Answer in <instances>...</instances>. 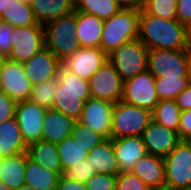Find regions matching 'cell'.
Listing matches in <instances>:
<instances>
[{"mask_svg":"<svg viewBox=\"0 0 191 190\" xmlns=\"http://www.w3.org/2000/svg\"><path fill=\"white\" fill-rule=\"evenodd\" d=\"M189 65H190V76H191V43L189 44Z\"/></svg>","mask_w":191,"mask_h":190,"instance_id":"50","label":"cell"},{"mask_svg":"<svg viewBox=\"0 0 191 190\" xmlns=\"http://www.w3.org/2000/svg\"><path fill=\"white\" fill-rule=\"evenodd\" d=\"M12 49L8 59L24 63L45 47L44 27L42 24L14 27Z\"/></svg>","mask_w":191,"mask_h":190,"instance_id":"10","label":"cell"},{"mask_svg":"<svg viewBox=\"0 0 191 190\" xmlns=\"http://www.w3.org/2000/svg\"><path fill=\"white\" fill-rule=\"evenodd\" d=\"M92 98L117 103L123 94V81L114 66L107 61L89 80Z\"/></svg>","mask_w":191,"mask_h":190,"instance_id":"12","label":"cell"},{"mask_svg":"<svg viewBox=\"0 0 191 190\" xmlns=\"http://www.w3.org/2000/svg\"><path fill=\"white\" fill-rule=\"evenodd\" d=\"M14 27L0 20V56L7 58L12 49V33Z\"/></svg>","mask_w":191,"mask_h":190,"instance_id":"39","label":"cell"},{"mask_svg":"<svg viewBox=\"0 0 191 190\" xmlns=\"http://www.w3.org/2000/svg\"><path fill=\"white\" fill-rule=\"evenodd\" d=\"M117 175L99 174L93 175L86 183V190H115Z\"/></svg>","mask_w":191,"mask_h":190,"instance_id":"37","label":"cell"},{"mask_svg":"<svg viewBox=\"0 0 191 190\" xmlns=\"http://www.w3.org/2000/svg\"><path fill=\"white\" fill-rule=\"evenodd\" d=\"M177 20L187 27L191 24V0H177Z\"/></svg>","mask_w":191,"mask_h":190,"instance_id":"41","label":"cell"},{"mask_svg":"<svg viewBox=\"0 0 191 190\" xmlns=\"http://www.w3.org/2000/svg\"><path fill=\"white\" fill-rule=\"evenodd\" d=\"M138 39L148 49H189L187 26L177 19H163L147 14L142 9Z\"/></svg>","mask_w":191,"mask_h":190,"instance_id":"1","label":"cell"},{"mask_svg":"<svg viewBox=\"0 0 191 190\" xmlns=\"http://www.w3.org/2000/svg\"><path fill=\"white\" fill-rule=\"evenodd\" d=\"M17 102L0 89V122L15 116Z\"/></svg>","mask_w":191,"mask_h":190,"instance_id":"40","label":"cell"},{"mask_svg":"<svg viewBox=\"0 0 191 190\" xmlns=\"http://www.w3.org/2000/svg\"><path fill=\"white\" fill-rule=\"evenodd\" d=\"M27 152L0 158V180L11 190L19 189L25 182Z\"/></svg>","mask_w":191,"mask_h":190,"instance_id":"24","label":"cell"},{"mask_svg":"<svg viewBox=\"0 0 191 190\" xmlns=\"http://www.w3.org/2000/svg\"><path fill=\"white\" fill-rule=\"evenodd\" d=\"M72 137L75 139V141H78L87 152L92 150L105 139L99 133L94 132L93 130L89 129L88 126H85L79 121L75 122L72 131Z\"/></svg>","mask_w":191,"mask_h":190,"instance_id":"35","label":"cell"},{"mask_svg":"<svg viewBox=\"0 0 191 190\" xmlns=\"http://www.w3.org/2000/svg\"><path fill=\"white\" fill-rule=\"evenodd\" d=\"M18 1H20L21 3H25V4H30V2H31L32 0H18Z\"/></svg>","mask_w":191,"mask_h":190,"instance_id":"52","label":"cell"},{"mask_svg":"<svg viewBox=\"0 0 191 190\" xmlns=\"http://www.w3.org/2000/svg\"><path fill=\"white\" fill-rule=\"evenodd\" d=\"M107 61L108 55L100 47H81L66 58L62 66L88 81Z\"/></svg>","mask_w":191,"mask_h":190,"instance_id":"15","label":"cell"},{"mask_svg":"<svg viewBox=\"0 0 191 190\" xmlns=\"http://www.w3.org/2000/svg\"><path fill=\"white\" fill-rule=\"evenodd\" d=\"M56 78L58 84L52 109L78 121L85 102L91 97L89 82L71 73L62 65L59 67Z\"/></svg>","mask_w":191,"mask_h":190,"instance_id":"2","label":"cell"},{"mask_svg":"<svg viewBox=\"0 0 191 190\" xmlns=\"http://www.w3.org/2000/svg\"><path fill=\"white\" fill-rule=\"evenodd\" d=\"M179 190H191V186L186 187V188H182V189H179Z\"/></svg>","mask_w":191,"mask_h":190,"instance_id":"53","label":"cell"},{"mask_svg":"<svg viewBox=\"0 0 191 190\" xmlns=\"http://www.w3.org/2000/svg\"><path fill=\"white\" fill-rule=\"evenodd\" d=\"M184 141H185V142L189 145V147L191 148V136H189L188 138H186Z\"/></svg>","mask_w":191,"mask_h":190,"instance_id":"51","label":"cell"},{"mask_svg":"<svg viewBox=\"0 0 191 190\" xmlns=\"http://www.w3.org/2000/svg\"><path fill=\"white\" fill-rule=\"evenodd\" d=\"M115 157L119 172L129 173L138 160L147 154L141 136H130L113 139Z\"/></svg>","mask_w":191,"mask_h":190,"instance_id":"18","label":"cell"},{"mask_svg":"<svg viewBox=\"0 0 191 190\" xmlns=\"http://www.w3.org/2000/svg\"><path fill=\"white\" fill-rule=\"evenodd\" d=\"M187 32H188V42L190 44L191 43V24L187 27Z\"/></svg>","mask_w":191,"mask_h":190,"instance_id":"48","label":"cell"},{"mask_svg":"<svg viewBox=\"0 0 191 190\" xmlns=\"http://www.w3.org/2000/svg\"><path fill=\"white\" fill-rule=\"evenodd\" d=\"M95 174L96 171L94 169V166L91 165V162L88 159L78 162L77 165L65 169L62 172V176L64 178L81 183H86Z\"/></svg>","mask_w":191,"mask_h":190,"instance_id":"36","label":"cell"},{"mask_svg":"<svg viewBox=\"0 0 191 190\" xmlns=\"http://www.w3.org/2000/svg\"><path fill=\"white\" fill-rule=\"evenodd\" d=\"M142 140L147 154L165 158L181 141L178 132L151 120L142 132Z\"/></svg>","mask_w":191,"mask_h":190,"instance_id":"16","label":"cell"},{"mask_svg":"<svg viewBox=\"0 0 191 190\" xmlns=\"http://www.w3.org/2000/svg\"><path fill=\"white\" fill-rule=\"evenodd\" d=\"M57 84L58 80L57 78H54L33 85L29 100L33 101L40 107L52 109V103L56 93Z\"/></svg>","mask_w":191,"mask_h":190,"instance_id":"33","label":"cell"},{"mask_svg":"<svg viewBox=\"0 0 191 190\" xmlns=\"http://www.w3.org/2000/svg\"><path fill=\"white\" fill-rule=\"evenodd\" d=\"M0 190H11L0 180Z\"/></svg>","mask_w":191,"mask_h":190,"instance_id":"49","label":"cell"},{"mask_svg":"<svg viewBox=\"0 0 191 190\" xmlns=\"http://www.w3.org/2000/svg\"><path fill=\"white\" fill-rule=\"evenodd\" d=\"M108 61L114 66L124 82L147 70L148 48L136 38L109 53Z\"/></svg>","mask_w":191,"mask_h":190,"instance_id":"6","label":"cell"},{"mask_svg":"<svg viewBox=\"0 0 191 190\" xmlns=\"http://www.w3.org/2000/svg\"><path fill=\"white\" fill-rule=\"evenodd\" d=\"M28 157L42 167L62 172L60 156L55 143L39 140L27 146Z\"/></svg>","mask_w":191,"mask_h":190,"instance_id":"27","label":"cell"},{"mask_svg":"<svg viewBox=\"0 0 191 190\" xmlns=\"http://www.w3.org/2000/svg\"><path fill=\"white\" fill-rule=\"evenodd\" d=\"M142 10L163 19H177V0H143Z\"/></svg>","mask_w":191,"mask_h":190,"instance_id":"34","label":"cell"},{"mask_svg":"<svg viewBox=\"0 0 191 190\" xmlns=\"http://www.w3.org/2000/svg\"><path fill=\"white\" fill-rule=\"evenodd\" d=\"M32 83L25 75L23 63L3 58L0 63V89L16 102L29 100Z\"/></svg>","mask_w":191,"mask_h":190,"instance_id":"11","label":"cell"},{"mask_svg":"<svg viewBox=\"0 0 191 190\" xmlns=\"http://www.w3.org/2000/svg\"><path fill=\"white\" fill-rule=\"evenodd\" d=\"M132 174L137 175L151 190H165L164 159L146 154L134 165Z\"/></svg>","mask_w":191,"mask_h":190,"instance_id":"19","label":"cell"},{"mask_svg":"<svg viewBox=\"0 0 191 190\" xmlns=\"http://www.w3.org/2000/svg\"><path fill=\"white\" fill-rule=\"evenodd\" d=\"M151 120V111L120 100L113 107L112 138L141 136Z\"/></svg>","mask_w":191,"mask_h":190,"instance_id":"7","label":"cell"},{"mask_svg":"<svg viewBox=\"0 0 191 190\" xmlns=\"http://www.w3.org/2000/svg\"><path fill=\"white\" fill-rule=\"evenodd\" d=\"M56 190H86V187L85 183L66 179L61 175Z\"/></svg>","mask_w":191,"mask_h":190,"instance_id":"44","label":"cell"},{"mask_svg":"<svg viewBox=\"0 0 191 190\" xmlns=\"http://www.w3.org/2000/svg\"><path fill=\"white\" fill-rule=\"evenodd\" d=\"M74 10L105 20L118 13L121 8L114 0H74Z\"/></svg>","mask_w":191,"mask_h":190,"instance_id":"31","label":"cell"},{"mask_svg":"<svg viewBox=\"0 0 191 190\" xmlns=\"http://www.w3.org/2000/svg\"><path fill=\"white\" fill-rule=\"evenodd\" d=\"M7 0H0V16L6 10Z\"/></svg>","mask_w":191,"mask_h":190,"instance_id":"46","label":"cell"},{"mask_svg":"<svg viewBox=\"0 0 191 190\" xmlns=\"http://www.w3.org/2000/svg\"><path fill=\"white\" fill-rule=\"evenodd\" d=\"M76 120L59 111L47 109L43 119L42 140L50 143L62 142L72 136Z\"/></svg>","mask_w":191,"mask_h":190,"instance_id":"20","label":"cell"},{"mask_svg":"<svg viewBox=\"0 0 191 190\" xmlns=\"http://www.w3.org/2000/svg\"><path fill=\"white\" fill-rule=\"evenodd\" d=\"M22 152H27V145L15 116L0 122V158L18 155Z\"/></svg>","mask_w":191,"mask_h":190,"instance_id":"22","label":"cell"},{"mask_svg":"<svg viewBox=\"0 0 191 190\" xmlns=\"http://www.w3.org/2000/svg\"><path fill=\"white\" fill-rule=\"evenodd\" d=\"M191 83V77H180V79L156 78V92L159 100H176L180 94Z\"/></svg>","mask_w":191,"mask_h":190,"instance_id":"32","label":"cell"},{"mask_svg":"<svg viewBox=\"0 0 191 190\" xmlns=\"http://www.w3.org/2000/svg\"><path fill=\"white\" fill-rule=\"evenodd\" d=\"M178 136L181 140H185L191 136V110H184L180 112Z\"/></svg>","mask_w":191,"mask_h":190,"instance_id":"42","label":"cell"},{"mask_svg":"<svg viewBox=\"0 0 191 190\" xmlns=\"http://www.w3.org/2000/svg\"><path fill=\"white\" fill-rule=\"evenodd\" d=\"M121 100L152 112L159 102L156 78L147 69L124 81Z\"/></svg>","mask_w":191,"mask_h":190,"instance_id":"9","label":"cell"},{"mask_svg":"<svg viewBox=\"0 0 191 190\" xmlns=\"http://www.w3.org/2000/svg\"><path fill=\"white\" fill-rule=\"evenodd\" d=\"M43 27L45 47L61 62L81 48L75 36V10L68 15L48 21Z\"/></svg>","mask_w":191,"mask_h":190,"instance_id":"3","label":"cell"},{"mask_svg":"<svg viewBox=\"0 0 191 190\" xmlns=\"http://www.w3.org/2000/svg\"><path fill=\"white\" fill-rule=\"evenodd\" d=\"M115 190H151L137 175L120 172L116 179Z\"/></svg>","mask_w":191,"mask_h":190,"instance_id":"38","label":"cell"},{"mask_svg":"<svg viewBox=\"0 0 191 190\" xmlns=\"http://www.w3.org/2000/svg\"><path fill=\"white\" fill-rule=\"evenodd\" d=\"M87 159L94 166L96 173L118 175L119 166L115 157L113 138H105L88 152Z\"/></svg>","mask_w":191,"mask_h":190,"instance_id":"23","label":"cell"},{"mask_svg":"<svg viewBox=\"0 0 191 190\" xmlns=\"http://www.w3.org/2000/svg\"><path fill=\"white\" fill-rule=\"evenodd\" d=\"M116 4L122 9H135L141 10L143 5V0H114Z\"/></svg>","mask_w":191,"mask_h":190,"instance_id":"45","label":"cell"},{"mask_svg":"<svg viewBox=\"0 0 191 190\" xmlns=\"http://www.w3.org/2000/svg\"><path fill=\"white\" fill-rule=\"evenodd\" d=\"M163 159L165 190H179L191 186V148L184 140Z\"/></svg>","mask_w":191,"mask_h":190,"instance_id":"8","label":"cell"},{"mask_svg":"<svg viewBox=\"0 0 191 190\" xmlns=\"http://www.w3.org/2000/svg\"><path fill=\"white\" fill-rule=\"evenodd\" d=\"M181 111L191 110V83L176 98Z\"/></svg>","mask_w":191,"mask_h":190,"instance_id":"43","label":"cell"},{"mask_svg":"<svg viewBox=\"0 0 191 190\" xmlns=\"http://www.w3.org/2000/svg\"><path fill=\"white\" fill-rule=\"evenodd\" d=\"M62 62L47 48H42L23 63L25 75L32 85L57 77Z\"/></svg>","mask_w":191,"mask_h":190,"instance_id":"17","label":"cell"},{"mask_svg":"<svg viewBox=\"0 0 191 190\" xmlns=\"http://www.w3.org/2000/svg\"><path fill=\"white\" fill-rule=\"evenodd\" d=\"M180 108L176 100H159L152 111V120L178 132L180 123Z\"/></svg>","mask_w":191,"mask_h":190,"instance_id":"29","label":"cell"},{"mask_svg":"<svg viewBox=\"0 0 191 190\" xmlns=\"http://www.w3.org/2000/svg\"><path fill=\"white\" fill-rule=\"evenodd\" d=\"M17 190H35L33 188H31L30 186L23 184L19 189Z\"/></svg>","mask_w":191,"mask_h":190,"instance_id":"47","label":"cell"},{"mask_svg":"<svg viewBox=\"0 0 191 190\" xmlns=\"http://www.w3.org/2000/svg\"><path fill=\"white\" fill-rule=\"evenodd\" d=\"M104 20L76 11L75 36L80 47H100Z\"/></svg>","mask_w":191,"mask_h":190,"instance_id":"21","label":"cell"},{"mask_svg":"<svg viewBox=\"0 0 191 190\" xmlns=\"http://www.w3.org/2000/svg\"><path fill=\"white\" fill-rule=\"evenodd\" d=\"M0 20L12 27H22L37 24L30 4L18 0H7L6 10L2 12Z\"/></svg>","mask_w":191,"mask_h":190,"instance_id":"28","label":"cell"},{"mask_svg":"<svg viewBox=\"0 0 191 190\" xmlns=\"http://www.w3.org/2000/svg\"><path fill=\"white\" fill-rule=\"evenodd\" d=\"M61 175L62 172L46 169L27 156L24 184L31 188L35 190H56Z\"/></svg>","mask_w":191,"mask_h":190,"instance_id":"25","label":"cell"},{"mask_svg":"<svg viewBox=\"0 0 191 190\" xmlns=\"http://www.w3.org/2000/svg\"><path fill=\"white\" fill-rule=\"evenodd\" d=\"M30 8L37 22L44 25L48 21L72 13L74 0H32Z\"/></svg>","mask_w":191,"mask_h":190,"instance_id":"26","label":"cell"},{"mask_svg":"<svg viewBox=\"0 0 191 190\" xmlns=\"http://www.w3.org/2000/svg\"><path fill=\"white\" fill-rule=\"evenodd\" d=\"M46 108L31 100L19 101L15 108V118L26 145L42 140L43 119Z\"/></svg>","mask_w":191,"mask_h":190,"instance_id":"13","label":"cell"},{"mask_svg":"<svg viewBox=\"0 0 191 190\" xmlns=\"http://www.w3.org/2000/svg\"><path fill=\"white\" fill-rule=\"evenodd\" d=\"M147 69L155 78L191 77L189 49H148Z\"/></svg>","mask_w":191,"mask_h":190,"instance_id":"5","label":"cell"},{"mask_svg":"<svg viewBox=\"0 0 191 190\" xmlns=\"http://www.w3.org/2000/svg\"><path fill=\"white\" fill-rule=\"evenodd\" d=\"M56 145L60 156L62 172L65 169L77 165L78 162L87 159L88 152L78 141H75L72 136L65 138Z\"/></svg>","mask_w":191,"mask_h":190,"instance_id":"30","label":"cell"},{"mask_svg":"<svg viewBox=\"0 0 191 190\" xmlns=\"http://www.w3.org/2000/svg\"><path fill=\"white\" fill-rule=\"evenodd\" d=\"M140 10L125 9L104 20L100 48L108 55L120 45L138 38Z\"/></svg>","mask_w":191,"mask_h":190,"instance_id":"4","label":"cell"},{"mask_svg":"<svg viewBox=\"0 0 191 190\" xmlns=\"http://www.w3.org/2000/svg\"><path fill=\"white\" fill-rule=\"evenodd\" d=\"M113 102L90 97L84 104L80 123L99 133L104 138H112Z\"/></svg>","mask_w":191,"mask_h":190,"instance_id":"14","label":"cell"}]
</instances>
